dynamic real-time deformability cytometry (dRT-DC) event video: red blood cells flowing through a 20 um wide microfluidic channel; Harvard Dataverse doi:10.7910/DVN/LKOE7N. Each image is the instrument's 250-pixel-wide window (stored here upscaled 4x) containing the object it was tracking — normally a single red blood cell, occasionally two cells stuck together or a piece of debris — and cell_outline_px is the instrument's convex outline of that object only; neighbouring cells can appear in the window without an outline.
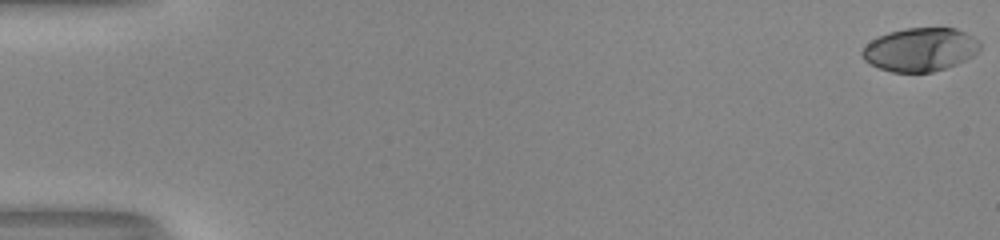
{"species": "human", "species_latin": "Homo sapiens", "temperature_condition": "room temperature", "stored_images_in_passage": 54, "camera_frame_rate_fps": 3000, "um_per_image_px": 0.085, "donor": {"sex": "male"}, "frame": {"image": 1, "passage_image": 1, "time_ms": 0.0, "image_size_px": [1000, 240], "cell_outline_px": [[980, 48], [972, 56], [956, 64], [932, 72], [892, 72], [880, 68], [864, 60], [860, 52], [872, 40], [888, 32], [908, 28], [956, 28], [972, 36], [980, 44]], "centroid_in_image_um": [78.21, 4.21], "position_along_channel_um": 6.8, "area_um2": 29.42}}
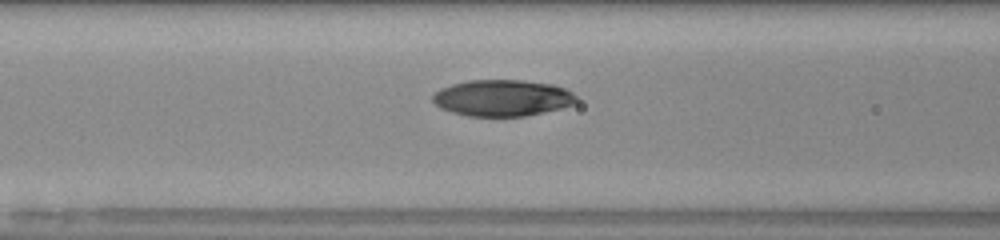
{"frame": {"image": 2, "passage_image": 24, "time_ms": 7.667, "image_size_px": [1000, 240], "cell_outline_px": [[580, 100], [576, 104], [560, 108], [524, 116], [468, 116], [452, 112], [440, 108], [432, 100], [432, 96], [440, 88], [452, 84], [468, 80], [524, 80], [552, 84], [564, 88], [572, 92]], "centroid_in_image_um": [42.72, 8.32], "position_along_channel_um": 123.9, "area_um2": 30.58}}
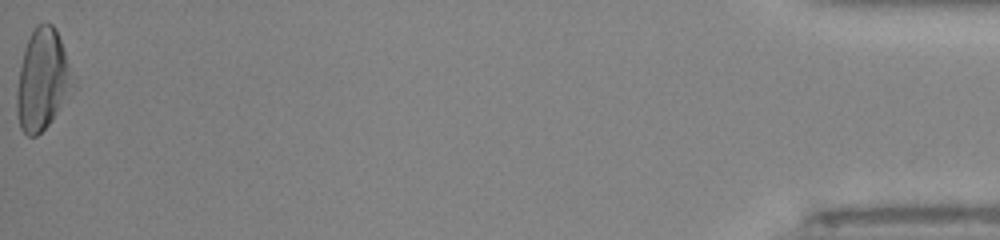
{"frame": {"image": 3, "passage_image": 54, "time_ms": 17.667, "image_size_px": [1000, 240], "cell_outline_px": [[68, 72], [64, 88], [56, 112], [48, 124], [36, 136], [28, 136], [20, 128], [16, 112], [16, 92], [20, 68], [24, 48], [32, 32], [40, 24], [52, 24], [56, 28], [68, 64]], "centroid_in_image_um": [3.45, 6.77], "position_along_channel_um": 431.7, "area_um2": 30.4}, "authors_computed_cell_mechanics": {"area_um2": 30.6051, "velocity_mm_per_s": 4.0741, "shape_relaxation_time_tau1_ms": 7.1021, "shape_relaxation_time_tau2_ms": 1.5672, "deformation_change_tau1": 0.2506, "deformation_change_tau2": 0.0498}}